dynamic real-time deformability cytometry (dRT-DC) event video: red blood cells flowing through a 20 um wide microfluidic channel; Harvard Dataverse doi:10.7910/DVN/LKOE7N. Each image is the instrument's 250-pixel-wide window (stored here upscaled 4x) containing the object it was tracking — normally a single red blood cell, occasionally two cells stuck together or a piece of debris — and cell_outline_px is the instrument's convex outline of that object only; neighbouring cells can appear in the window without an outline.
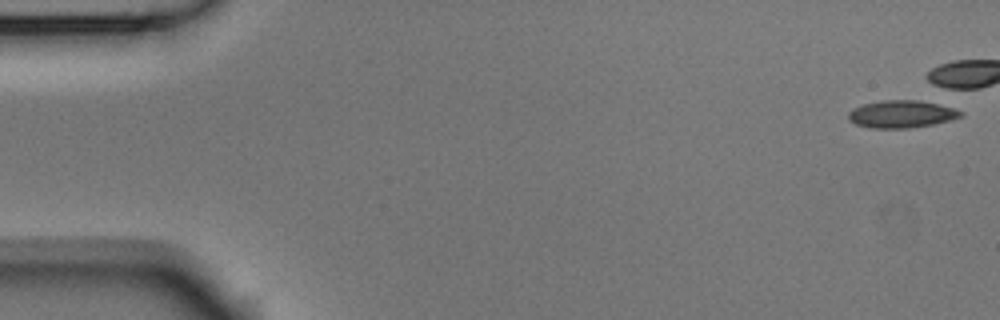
{"species": "Egyptian fruit bat (a non-hibernating species)", "species_latin": "Rousettus aegyptiacus", "temperature_condition": "room temperature", "stored_images_in_passage": 4, "camera_frame_rate_fps": 3000, "um_per_image_px": 0.085, "animal": {"sex": "male"}, "frame": {"image": 1, "passage_image": 1, "time_ms": 0.0, "image_size_px": [1000, 320], "cell_outline_px": [[964, 116], [932, 124], [908, 128], [868, 128], [856, 124], [848, 120], [848, 112], [852, 108], [864, 104], [880, 100], [920, 100], [952, 108], [964, 112]], "centroid_in_image_um": [76.58, 9.7], "position_along_channel_um": 8.4, "area_um2": 17.92}}